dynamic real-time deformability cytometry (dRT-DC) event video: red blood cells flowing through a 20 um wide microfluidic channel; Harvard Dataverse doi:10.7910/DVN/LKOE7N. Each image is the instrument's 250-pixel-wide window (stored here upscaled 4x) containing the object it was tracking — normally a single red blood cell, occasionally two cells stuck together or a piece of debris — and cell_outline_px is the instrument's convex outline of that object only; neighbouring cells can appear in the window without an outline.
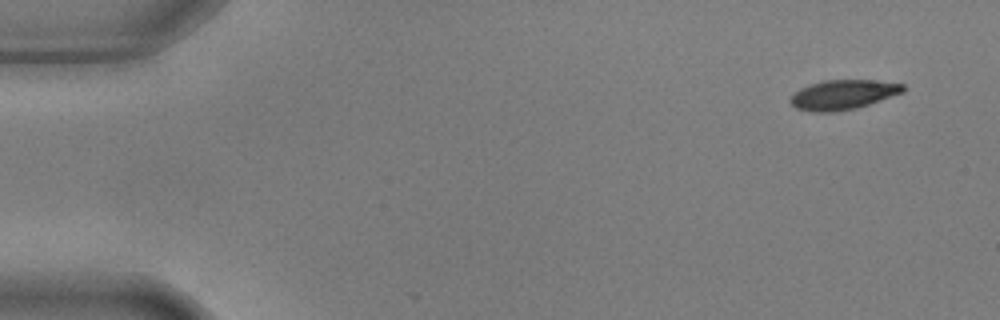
{"species": "common noctule bat (a hibernating species)", "species_latin": "Nyctalus noctula", "temperature_condition": "warm", "stored_images_in_passage": 6, "camera_frame_rate_fps": 3000, "um_per_image_px": 0.085, "animal": {"sex": "male", "body_mass_g": 17.9, "forearm_length_mm": 54.2}, "frame": {"image": 1, "passage_image": 1, "time_ms": 0.0, "image_size_px": [1000, 320], "cell_outline_px": [[908, 88], [904, 92], [856, 108], [832, 112], [812, 112], [796, 108], [788, 100], [800, 88], [808, 84], [824, 80], [876, 80], [904, 84]], "centroid_in_image_um": [71.67, 8.04], "position_along_channel_um": 13.3, "area_um2": 19.54}}
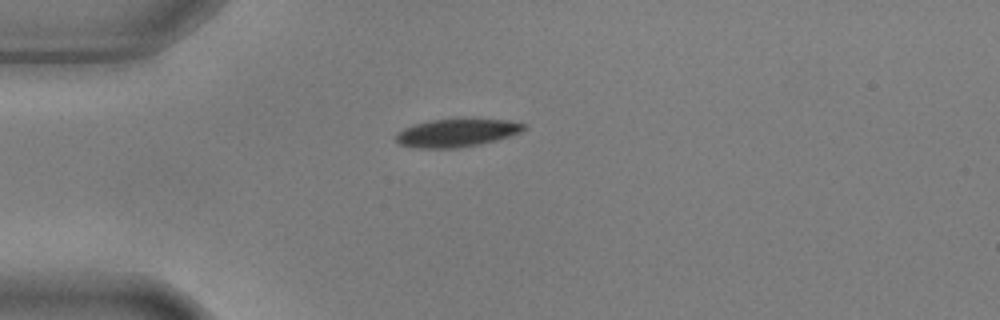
{"frame": {"image": 2, "passage_image": 4, "time_ms": 1.0, "image_size_px": [1000, 320], "cell_outline_px": [[528, 128], [520, 132], [496, 140], [480, 144], [460, 148], [416, 148], [400, 144], [396, 140], [396, 132], [412, 124], [432, 120], [508, 120], [528, 124]], "centroid_in_image_um": [38.82, 11.3], "position_along_channel_um": 46.2, "area_um2": 20.69}}
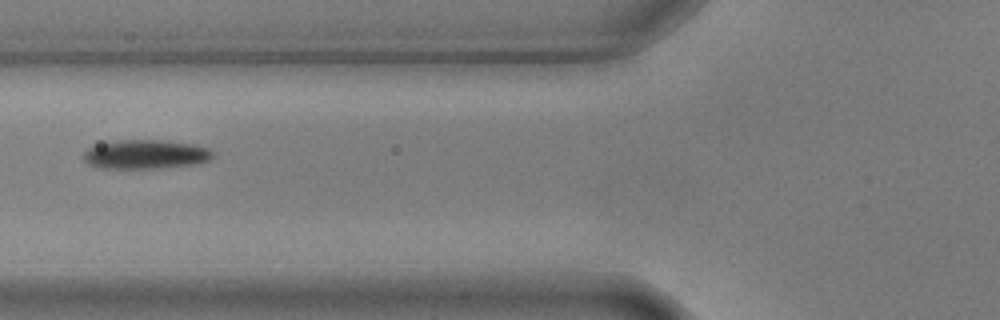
{"frame": {"image": 3, "passage_image": 6, "time_ms": 1.667, "image_size_px": [1000, 320], "cell_outline_px": [[216, 156], [200, 164], [160, 168], [96, 168], [88, 164], [84, 160], [84, 152], [88, 148], [100, 144], [116, 140], [164, 140], [192, 144], [208, 148], [216, 152]], "centroid_in_image_um": [12.43, 13.13], "position_along_channel_um": 113.4, "area_um2": 22.2}}